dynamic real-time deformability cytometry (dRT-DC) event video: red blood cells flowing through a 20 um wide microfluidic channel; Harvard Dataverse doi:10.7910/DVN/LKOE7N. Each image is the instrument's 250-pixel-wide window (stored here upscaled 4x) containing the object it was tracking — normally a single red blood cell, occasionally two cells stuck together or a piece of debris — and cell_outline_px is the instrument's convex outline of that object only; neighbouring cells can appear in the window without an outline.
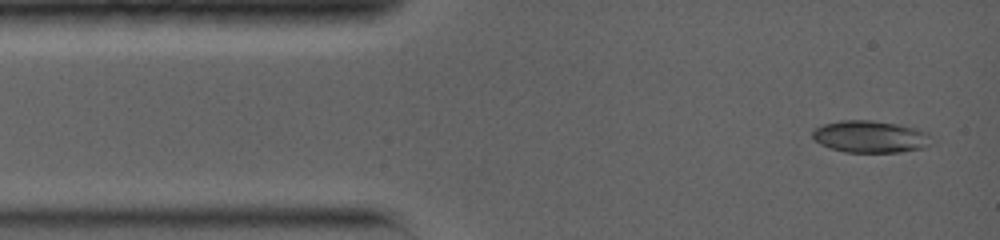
{"species": "common noctule bat (a hibernating species)", "species_latin": "Nyctalus noctula", "temperature_condition": "warm", "stored_images_in_passage": 8, "camera_frame_rate_fps": 5000, "um_per_image_px": 0.085, "animal": {"sex": "female", "body_mass_g": 19.0, "forearm_length_mm": 56.7}, "frame": {"image": 1, "passage_image": 1, "time_ms": 0.0, "image_size_px": [1000, 240], "cell_outline_px": [[936, 144], [924, 148], [900, 152], [844, 152], [828, 148], [820, 144], [812, 136], [812, 132], [816, 128], [824, 124], [840, 120], [872, 120], [896, 124], [916, 128], [928, 132]], "centroid_in_image_um": [74.04, 11.63], "position_along_channel_um": 11.0, "area_um2": 22.54}}
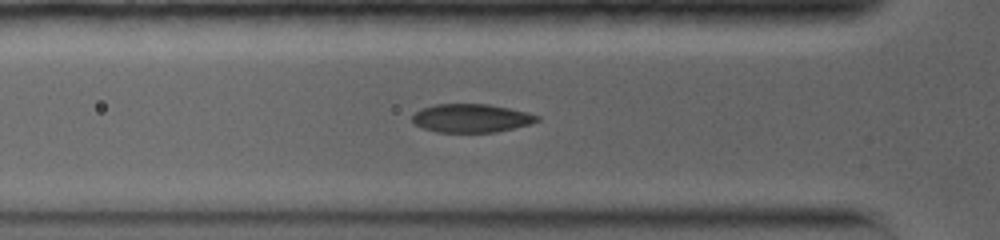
{"frame": {"image": 2, "passage_image": 6, "time_ms": 3.4, "image_size_px": [1000, 240], "cell_outline_px": [[540, 120], [528, 124], [496, 132], [436, 132], [424, 128], [416, 124], [412, 120], [412, 116], [420, 108], [436, 104], [488, 104], [528, 112], [540, 116]], "centroid_in_image_um": [40.05, 10.04], "position_along_channel_um": 85.7, "area_um2": 20.58}}
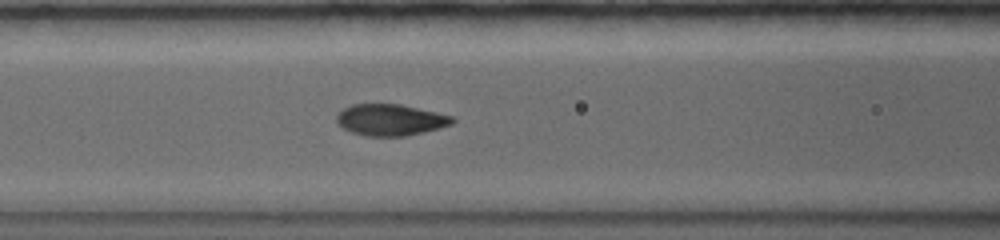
{"frame": {"image": 3, "passage_image": 8, "time_ms": 4.6, "image_size_px": [1000, 240], "cell_outline_px": [[456, 120], [452, 124], [424, 132], [404, 136], [368, 136], [352, 132], [336, 124], [336, 116], [344, 108], [352, 104], [400, 104], [436, 112], [452, 116]], "centroid_in_image_um": [33.18, 10.19], "position_along_channel_um": 133.4, "area_um2": 21.1}}